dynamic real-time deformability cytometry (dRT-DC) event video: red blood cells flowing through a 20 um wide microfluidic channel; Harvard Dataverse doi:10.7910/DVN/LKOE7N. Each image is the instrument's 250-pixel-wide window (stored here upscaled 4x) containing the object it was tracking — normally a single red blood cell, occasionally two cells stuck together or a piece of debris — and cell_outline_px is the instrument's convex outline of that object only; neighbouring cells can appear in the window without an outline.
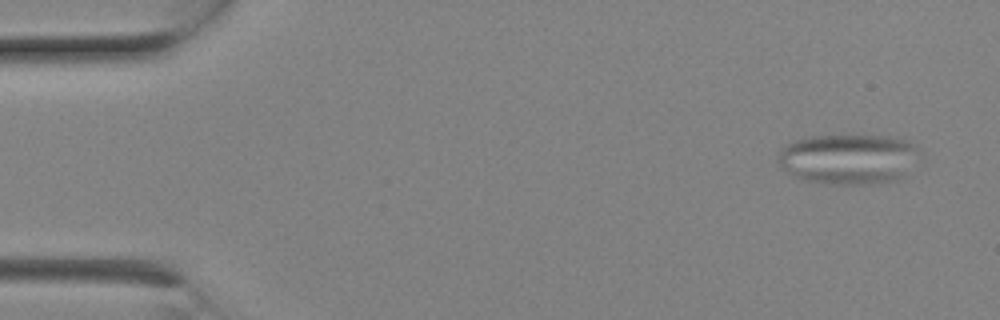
{"species": "Egyptian fruit bat (a non-hibernating species)", "species_latin": "Rousettus aegyptiacus", "temperature_condition": "room temperature", "stored_images_in_passage": 7, "camera_frame_rate_fps": 3000, "um_per_image_px": 0.085, "animal": {"sex": "female"}, "frame": {"image": 1, "passage_image": 1, "time_ms": 0.0, "image_size_px": [1000, 320], "cell_outline_px": [[920, 152], [904, 176], [900, 180], [864, 184], [832, 184], [800, 180], [784, 172], [780, 164], [780, 148], [796, 140], [808, 136], [888, 136], [908, 140]], "centroid_in_image_um": [72.1, 13.53], "position_along_channel_um": 12.9, "area_um2": 41.44}}
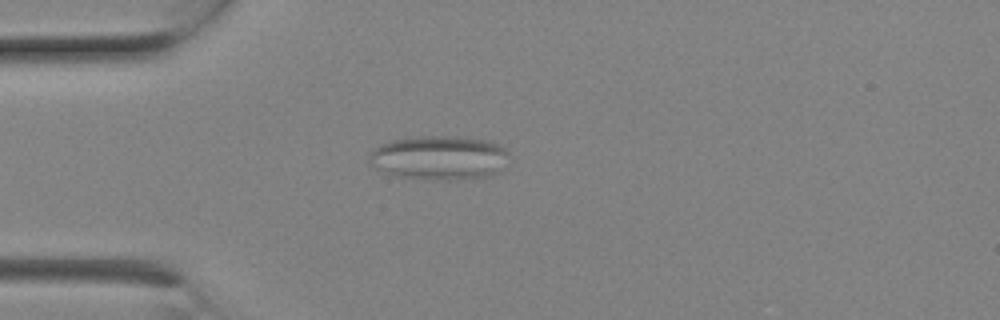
{"frame": {"image": 2, "passage_image": 5, "time_ms": 1.333, "image_size_px": [1000, 320], "cell_outline_px": [[508, 152], [504, 172], [492, 176], [456, 180], [424, 180], [396, 176], [384, 172], [376, 168], [368, 160], [368, 156], [372, 148], [380, 144], [392, 140], [416, 136], [456, 136], [488, 140], [500, 144]], "centroid_in_image_um": [37.37, 13.42], "position_along_channel_um": 47.6, "area_um2": 36.93}}
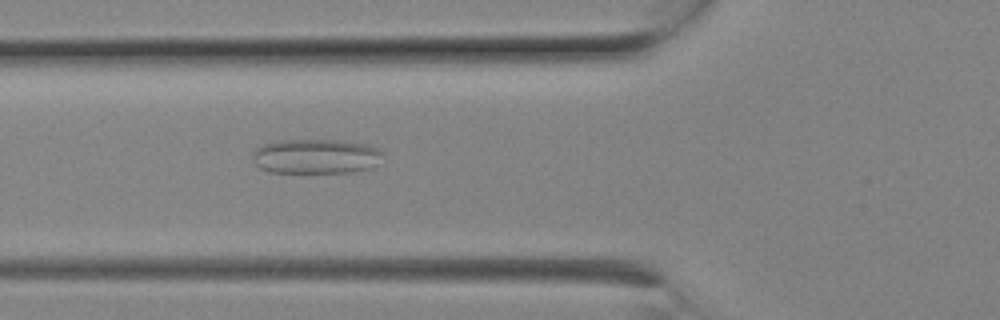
{"frame": {"image": 3, "passage_image": 7, "time_ms": 2.0, "image_size_px": [1000, 320], "cell_outline_px": [[384, 152], [376, 164], [372, 168], [352, 172], [268, 172], [260, 168], [252, 160], [252, 152], [256, 148], [264, 144], [276, 140], [344, 140], [368, 144], [380, 148]], "centroid_in_image_um": [26.86, 13.27], "position_along_channel_um": 98.9, "area_um2": 26.7}}